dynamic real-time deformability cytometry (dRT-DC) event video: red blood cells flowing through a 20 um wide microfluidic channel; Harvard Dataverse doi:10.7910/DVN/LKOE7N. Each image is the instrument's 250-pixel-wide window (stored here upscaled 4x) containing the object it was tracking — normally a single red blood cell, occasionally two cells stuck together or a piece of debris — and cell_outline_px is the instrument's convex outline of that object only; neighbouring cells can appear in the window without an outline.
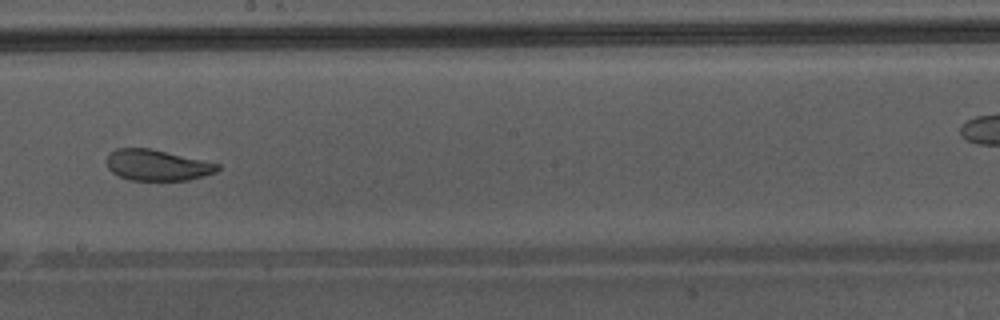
{"species": "Egyptian fruit bat (a non-hibernating species)", "species_latin": "Rousettus aegyptiacus", "temperature_condition": "warm", "stored_images_in_passage": 32, "camera_frame_rate_fps": 3000, "um_per_image_px": 0.085, "animal": {"sex": "male"}, "frame": {"image": 1, "passage_image": 14, "time_ms": 4.333, "image_size_px": [1000, 320], "cell_outline_px": [[220, 168], [216, 172], [204, 176], [188, 180], [128, 180], [112, 172], [108, 168], [108, 152], [116, 148], [152, 148], [220, 164]], "centroid_in_image_um": [13.37, 14.03], "position_along_channel_um": 234.8, "area_um2": 20.06}, "authors_computed_cell_mechanics": {"area_um2": 22.4553, "velocity_mm_per_s": 4.3122, "shape_relaxation_time_tau1_ms": 3.7322, "shape_relaxation_time_tau2_ms": 1.561, "deformation_change_tau1": 0.1278, "deformation_change_tau2": 0.0639}}